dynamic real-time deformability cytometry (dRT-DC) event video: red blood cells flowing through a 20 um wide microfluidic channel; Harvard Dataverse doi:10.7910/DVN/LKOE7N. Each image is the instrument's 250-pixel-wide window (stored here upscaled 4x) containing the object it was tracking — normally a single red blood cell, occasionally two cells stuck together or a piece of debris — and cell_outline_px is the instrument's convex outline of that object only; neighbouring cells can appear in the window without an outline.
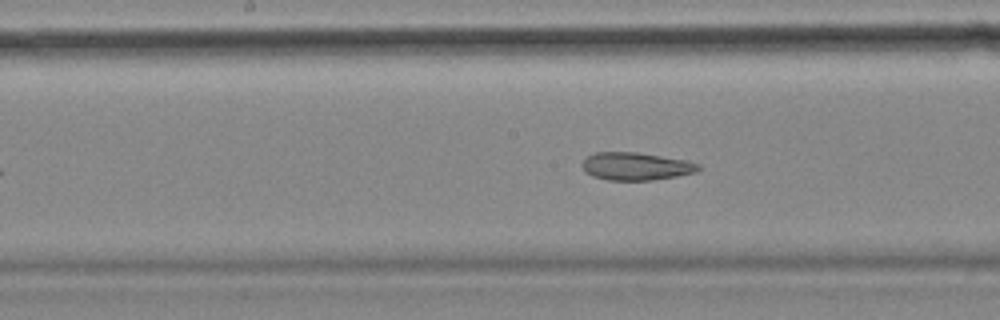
{"species": "common noctule bat (a hibernating species)", "species_latin": "Nyctalus noctula", "temperature_condition": "cold", "stored_images_in_passage": 24, "camera_frame_rate_fps": 3000, "um_per_image_px": 0.085, "animal": {"sex": "female", "body_mass_g": 18.4}, "frame": {"image": 1, "passage_image": 8, "time_ms": 2.333, "image_size_px": [1000, 320], "cell_outline_px": [[700, 168], [696, 172], [676, 176], [652, 180], [608, 180], [592, 176], [584, 172], [584, 160], [588, 156], [596, 152], [636, 152], [684, 160], [700, 164]], "centroid_in_image_um": [54.05, 14.14], "position_along_channel_um": 194.2, "area_um2": 18.55}}